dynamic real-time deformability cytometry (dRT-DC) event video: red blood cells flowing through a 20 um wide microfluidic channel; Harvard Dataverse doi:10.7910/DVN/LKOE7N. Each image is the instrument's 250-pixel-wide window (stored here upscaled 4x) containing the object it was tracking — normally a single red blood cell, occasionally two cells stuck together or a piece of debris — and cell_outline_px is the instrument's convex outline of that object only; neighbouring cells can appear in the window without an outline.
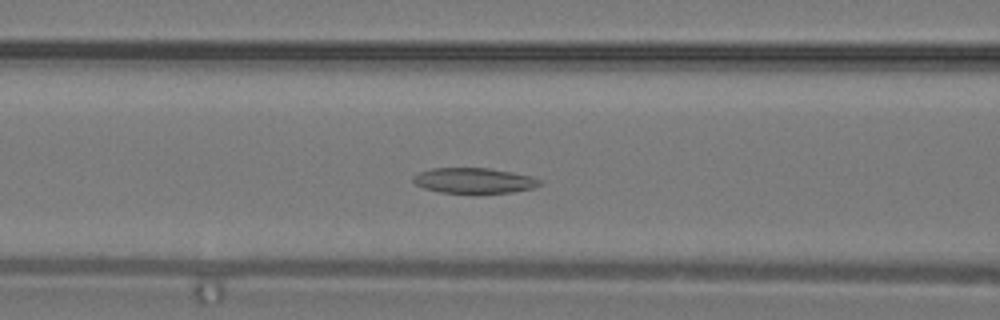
{"species": "common noctule bat (a hibernating species)", "species_latin": "Nyctalus noctula", "temperature_condition": "warm", "stored_images_in_passage": 29, "camera_frame_rate_fps": 3000, "um_per_image_px": 0.085, "animal": {"sex": "male", "body_mass_g": 19.2, "forearm_length_mm": 51.8}, "frame": {"image": 1, "passage_image": 8, "time_ms": 2.333, "image_size_px": [1000, 320], "cell_outline_px": [[544, 180], [540, 184], [532, 188], [512, 192], [476, 196], [472, 196], [440, 192], [424, 188], [416, 184], [412, 180], [412, 176], [420, 172], [432, 168], [488, 168], [512, 172], [532, 176]], "centroid_in_image_um": [40.31, 15.39], "position_along_channel_um": 126.3, "area_um2": 19.59}}
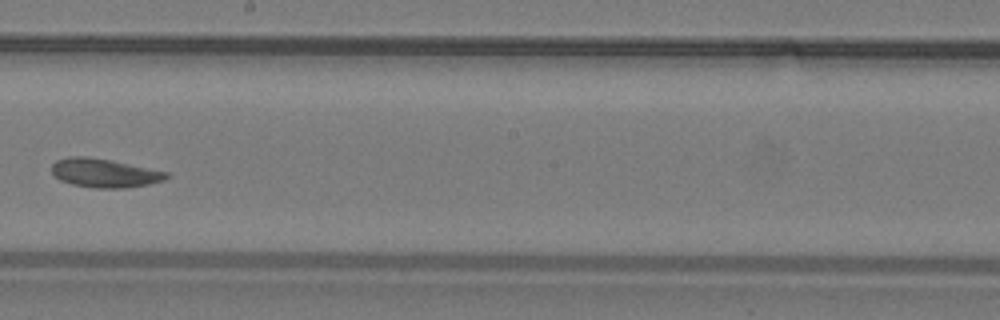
{"frame": {"image": 2, "passage_image": 14, "time_ms": 4.333, "image_size_px": [1000, 320], "cell_outline_px": [[172, 176], [164, 180], [148, 184], [128, 188], [92, 188], [72, 184], [60, 180], [52, 172], [52, 164], [56, 160], [68, 156], [84, 156], [112, 160], [168, 172]], "centroid_in_image_um": [8.9, 14.7], "position_along_channel_um": 239.3, "area_um2": 19.36}}
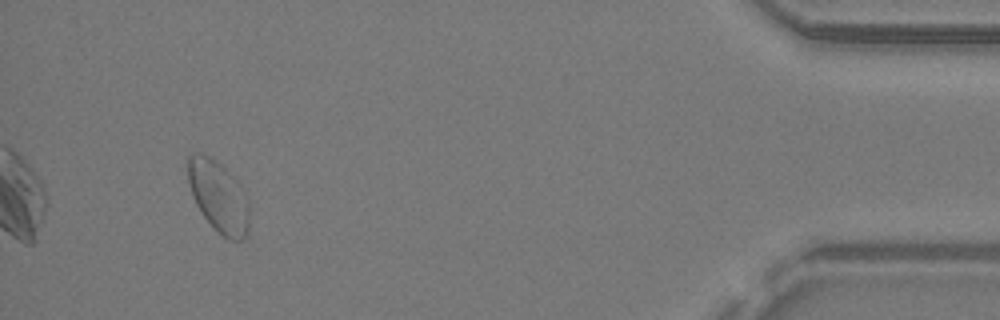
{"frame": {"image": 3, "passage_image": 27, "time_ms": 8.667, "image_size_px": [1000, 320], "cell_outline_px": [[248, 232], [240, 240], [228, 240], [216, 232], [200, 212], [192, 196], [188, 180], [188, 156], [192, 152], [204, 152], [216, 160], [240, 184], [248, 200]], "centroid_in_image_um": [18.55, 16.69], "position_along_channel_um": 416.7, "area_um2": 25.72}}